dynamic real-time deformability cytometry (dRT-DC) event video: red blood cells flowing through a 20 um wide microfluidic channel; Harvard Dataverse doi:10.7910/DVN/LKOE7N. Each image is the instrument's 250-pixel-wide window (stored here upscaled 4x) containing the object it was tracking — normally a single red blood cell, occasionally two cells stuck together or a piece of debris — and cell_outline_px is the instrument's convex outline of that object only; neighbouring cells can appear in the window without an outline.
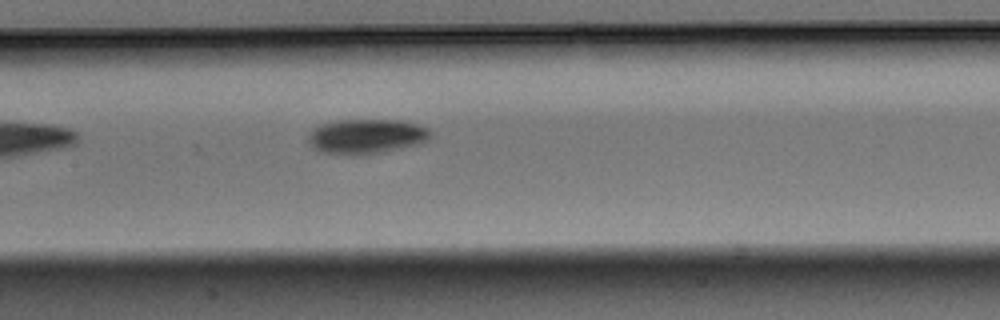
{"species": "Egyptian fruit bat (a non-hibernating species)", "species_latin": "Rousettus aegyptiacus", "temperature_condition": "warm", "stored_images_in_passage": 7, "camera_frame_rate_fps": 3000, "um_per_image_px": 0.085, "animal": {"sex": "male"}, "frame": {"image": 1, "passage_image": 7, "time_ms": 2.0, "image_size_px": [1000, 320], "cell_outline_px": [[432, 132], [428, 140], [420, 144], [364, 156], [352, 156], [320, 152], [312, 148], [308, 144], [308, 136], [312, 128], [316, 124], [336, 120], [400, 120], [416, 124], [428, 128]], "centroid_in_image_um": [31.08, 11.61], "position_along_channel_um": 176.3, "area_um2": 25.49}}